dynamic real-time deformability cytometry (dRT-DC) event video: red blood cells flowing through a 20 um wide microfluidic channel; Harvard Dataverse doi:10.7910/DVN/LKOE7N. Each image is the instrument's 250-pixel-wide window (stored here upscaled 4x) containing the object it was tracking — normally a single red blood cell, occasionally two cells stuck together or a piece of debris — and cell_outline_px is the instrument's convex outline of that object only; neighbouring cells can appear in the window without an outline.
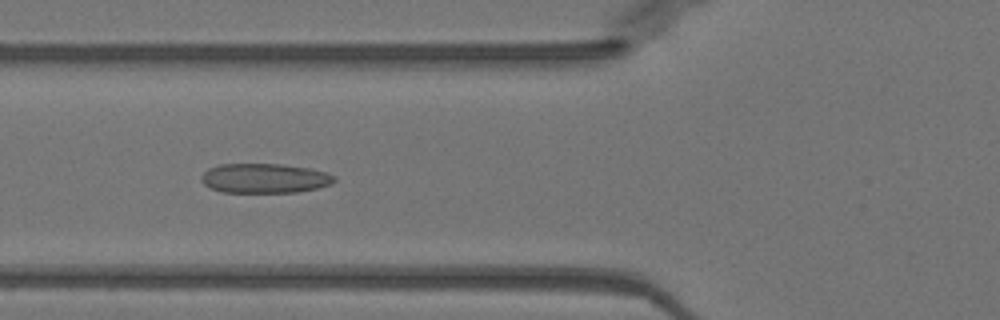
{"species": "Egyptian fruit bat (a non-hibernating species)", "species_latin": "Rousettus aegyptiacus", "temperature_condition": "warm", "stored_images_in_passage": 37, "camera_frame_rate_fps": 3000, "um_per_image_px": 0.085, "animal": {"sex": "female"}, "frame": {"image": 1, "passage_image": 5, "time_ms": 1.333, "image_size_px": [1000, 320], "cell_outline_px": [[336, 180], [332, 184], [316, 188], [296, 192], [220, 192], [208, 188], [200, 180], [200, 176], [208, 168], [220, 164], [280, 164], [308, 168], [328, 172], [336, 176]], "centroid_in_image_um": [22.47, 15.15], "position_along_channel_um": 103.3, "area_um2": 23.12}}
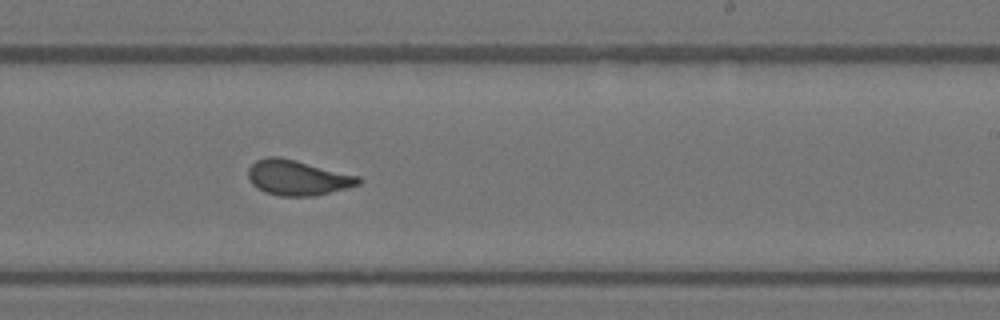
{"frame": {"image": 2, "passage_image": 17, "time_ms": 5.333, "image_size_px": [1000, 320], "cell_outline_px": [[364, 180], [360, 184], [316, 196], [280, 196], [264, 192], [256, 188], [248, 180], [248, 168], [256, 160], [268, 156], [280, 156], [360, 176]], "centroid_in_image_um": [25.28, 15.1], "position_along_channel_um": 263.7, "area_um2": 22.89}}
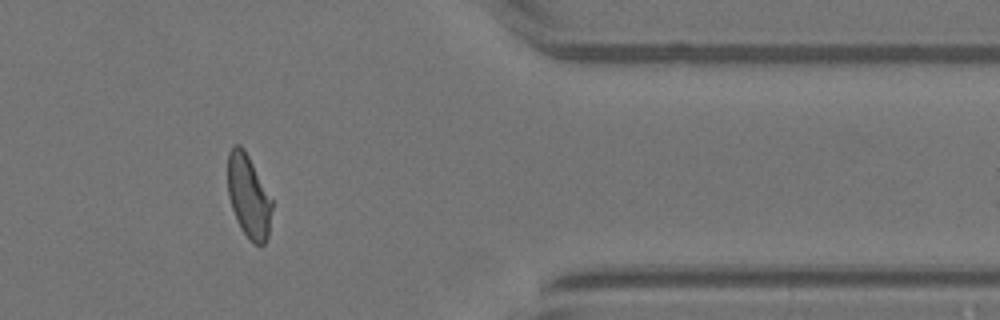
{"frame": {"image": 3, "passage_image": 28, "time_ms": 9.0, "image_size_px": [1000, 320], "cell_outline_px": [[272, 208], [268, 236], [264, 244], [252, 244], [248, 240], [240, 228], [236, 220], [228, 196], [228, 152], [236, 144], [240, 144], [244, 148], [272, 200]], "centroid_in_image_um": [21.12, 16.72], "position_along_channel_um": 390.3, "area_um2": 21.39}, "authors_computed_cell_mechanics": {"area_um2": 22.3686, "velocity_mm_per_s": 4.004, "shape_relaxation_time_tau1_ms": 5.8151, "shape_relaxation_time_tau2_ms": 1.0459, "deformation_change_tau1": 0.191, "deformation_change_tau2": 0.0857}}